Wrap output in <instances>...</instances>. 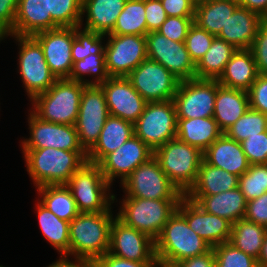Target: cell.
I'll return each mask as SVG.
<instances>
[{"instance_id": "6da1fadb", "label": "cell", "mask_w": 267, "mask_h": 267, "mask_svg": "<svg viewBox=\"0 0 267 267\" xmlns=\"http://www.w3.org/2000/svg\"><path fill=\"white\" fill-rule=\"evenodd\" d=\"M28 174L34 186L66 185L87 161L86 151L55 148L22 149Z\"/></svg>"}, {"instance_id": "7a4b0ae2", "label": "cell", "mask_w": 267, "mask_h": 267, "mask_svg": "<svg viewBox=\"0 0 267 267\" xmlns=\"http://www.w3.org/2000/svg\"><path fill=\"white\" fill-rule=\"evenodd\" d=\"M111 208L100 213H79L69 227V256L94 263L109 251Z\"/></svg>"}, {"instance_id": "3957f363", "label": "cell", "mask_w": 267, "mask_h": 267, "mask_svg": "<svg viewBox=\"0 0 267 267\" xmlns=\"http://www.w3.org/2000/svg\"><path fill=\"white\" fill-rule=\"evenodd\" d=\"M211 248L189 227L177 210L155 240V256L160 267H172L185 259L204 254Z\"/></svg>"}, {"instance_id": "277c9868", "label": "cell", "mask_w": 267, "mask_h": 267, "mask_svg": "<svg viewBox=\"0 0 267 267\" xmlns=\"http://www.w3.org/2000/svg\"><path fill=\"white\" fill-rule=\"evenodd\" d=\"M86 85L69 78L57 79L32 101V112L43 121L75 125L83 89Z\"/></svg>"}, {"instance_id": "5b68a950", "label": "cell", "mask_w": 267, "mask_h": 267, "mask_svg": "<svg viewBox=\"0 0 267 267\" xmlns=\"http://www.w3.org/2000/svg\"><path fill=\"white\" fill-rule=\"evenodd\" d=\"M154 157L166 176L185 195L196 181L203 152L176 137L157 148Z\"/></svg>"}, {"instance_id": "8992f818", "label": "cell", "mask_w": 267, "mask_h": 267, "mask_svg": "<svg viewBox=\"0 0 267 267\" xmlns=\"http://www.w3.org/2000/svg\"><path fill=\"white\" fill-rule=\"evenodd\" d=\"M123 197L116 217L125 225L147 234L154 241L177 210L180 201Z\"/></svg>"}, {"instance_id": "52a82bcc", "label": "cell", "mask_w": 267, "mask_h": 267, "mask_svg": "<svg viewBox=\"0 0 267 267\" xmlns=\"http://www.w3.org/2000/svg\"><path fill=\"white\" fill-rule=\"evenodd\" d=\"M66 186L72 193L79 213L108 211L114 203L111 185L104 178L98 164L85 162L70 178Z\"/></svg>"}, {"instance_id": "ba28073f", "label": "cell", "mask_w": 267, "mask_h": 267, "mask_svg": "<svg viewBox=\"0 0 267 267\" xmlns=\"http://www.w3.org/2000/svg\"><path fill=\"white\" fill-rule=\"evenodd\" d=\"M121 185L128 197L181 200L184 196L166 176L154 156L139 165Z\"/></svg>"}, {"instance_id": "9c48e42d", "label": "cell", "mask_w": 267, "mask_h": 267, "mask_svg": "<svg viewBox=\"0 0 267 267\" xmlns=\"http://www.w3.org/2000/svg\"><path fill=\"white\" fill-rule=\"evenodd\" d=\"M18 42V70L30 101L57 80L49 69L40 43L33 36L11 35Z\"/></svg>"}, {"instance_id": "30bf717a", "label": "cell", "mask_w": 267, "mask_h": 267, "mask_svg": "<svg viewBox=\"0 0 267 267\" xmlns=\"http://www.w3.org/2000/svg\"><path fill=\"white\" fill-rule=\"evenodd\" d=\"M134 132L153 151L176 138L177 114L173 100L147 102L134 123Z\"/></svg>"}, {"instance_id": "8fae6325", "label": "cell", "mask_w": 267, "mask_h": 267, "mask_svg": "<svg viewBox=\"0 0 267 267\" xmlns=\"http://www.w3.org/2000/svg\"><path fill=\"white\" fill-rule=\"evenodd\" d=\"M109 116L105 93L100 85H86L83 89L78 118L75 124L78 140L88 152L98 141Z\"/></svg>"}, {"instance_id": "7c38bea8", "label": "cell", "mask_w": 267, "mask_h": 267, "mask_svg": "<svg viewBox=\"0 0 267 267\" xmlns=\"http://www.w3.org/2000/svg\"><path fill=\"white\" fill-rule=\"evenodd\" d=\"M105 66L109 77H127L147 56L146 36L105 35Z\"/></svg>"}, {"instance_id": "4fadbf2b", "label": "cell", "mask_w": 267, "mask_h": 267, "mask_svg": "<svg viewBox=\"0 0 267 267\" xmlns=\"http://www.w3.org/2000/svg\"><path fill=\"white\" fill-rule=\"evenodd\" d=\"M127 78L147 102L173 100L180 80L162 64L146 58Z\"/></svg>"}, {"instance_id": "5bb4252c", "label": "cell", "mask_w": 267, "mask_h": 267, "mask_svg": "<svg viewBox=\"0 0 267 267\" xmlns=\"http://www.w3.org/2000/svg\"><path fill=\"white\" fill-rule=\"evenodd\" d=\"M215 99L216 80L180 81L173 98L177 119L213 117Z\"/></svg>"}, {"instance_id": "9a60e30c", "label": "cell", "mask_w": 267, "mask_h": 267, "mask_svg": "<svg viewBox=\"0 0 267 267\" xmlns=\"http://www.w3.org/2000/svg\"><path fill=\"white\" fill-rule=\"evenodd\" d=\"M147 56L162 64L180 81L196 78V65L191 60L185 42L168 39L158 31L146 34Z\"/></svg>"}, {"instance_id": "2e32d148", "label": "cell", "mask_w": 267, "mask_h": 267, "mask_svg": "<svg viewBox=\"0 0 267 267\" xmlns=\"http://www.w3.org/2000/svg\"><path fill=\"white\" fill-rule=\"evenodd\" d=\"M28 114L30 137L22 140V149L55 148L67 151H85L79 143L75 125L43 121L32 111Z\"/></svg>"}, {"instance_id": "e0dca14e", "label": "cell", "mask_w": 267, "mask_h": 267, "mask_svg": "<svg viewBox=\"0 0 267 267\" xmlns=\"http://www.w3.org/2000/svg\"><path fill=\"white\" fill-rule=\"evenodd\" d=\"M108 252L122 259L137 262H157L155 241L147 234L125 225L116 215L110 227Z\"/></svg>"}, {"instance_id": "ac0fdd59", "label": "cell", "mask_w": 267, "mask_h": 267, "mask_svg": "<svg viewBox=\"0 0 267 267\" xmlns=\"http://www.w3.org/2000/svg\"><path fill=\"white\" fill-rule=\"evenodd\" d=\"M33 37L40 43L45 60L57 79L70 78L73 68L72 43L75 27H58Z\"/></svg>"}, {"instance_id": "d6986e66", "label": "cell", "mask_w": 267, "mask_h": 267, "mask_svg": "<svg viewBox=\"0 0 267 267\" xmlns=\"http://www.w3.org/2000/svg\"><path fill=\"white\" fill-rule=\"evenodd\" d=\"M154 156L140 138L133 135L118 149L108 154L98 165L106 181L111 185L115 178L120 177L122 183L139 165Z\"/></svg>"}, {"instance_id": "ffe728a7", "label": "cell", "mask_w": 267, "mask_h": 267, "mask_svg": "<svg viewBox=\"0 0 267 267\" xmlns=\"http://www.w3.org/2000/svg\"><path fill=\"white\" fill-rule=\"evenodd\" d=\"M177 211L186 219L189 227L212 248L230 240L232 223L205 212L186 196L179 201Z\"/></svg>"}, {"instance_id": "44dd1931", "label": "cell", "mask_w": 267, "mask_h": 267, "mask_svg": "<svg viewBox=\"0 0 267 267\" xmlns=\"http://www.w3.org/2000/svg\"><path fill=\"white\" fill-rule=\"evenodd\" d=\"M102 87L109 115L135 123L147 101L133 88L127 77H109Z\"/></svg>"}, {"instance_id": "7402d4cb", "label": "cell", "mask_w": 267, "mask_h": 267, "mask_svg": "<svg viewBox=\"0 0 267 267\" xmlns=\"http://www.w3.org/2000/svg\"><path fill=\"white\" fill-rule=\"evenodd\" d=\"M203 160L238 177L250 167L241 143L230 139L224 133L203 152Z\"/></svg>"}, {"instance_id": "603a6c76", "label": "cell", "mask_w": 267, "mask_h": 267, "mask_svg": "<svg viewBox=\"0 0 267 267\" xmlns=\"http://www.w3.org/2000/svg\"><path fill=\"white\" fill-rule=\"evenodd\" d=\"M58 27L48 12V0H18L12 35L33 36Z\"/></svg>"}, {"instance_id": "cb8c5ba5", "label": "cell", "mask_w": 267, "mask_h": 267, "mask_svg": "<svg viewBox=\"0 0 267 267\" xmlns=\"http://www.w3.org/2000/svg\"><path fill=\"white\" fill-rule=\"evenodd\" d=\"M261 20L262 17L258 13L238 6L217 37L233 45L236 49H250Z\"/></svg>"}, {"instance_id": "d4e9b609", "label": "cell", "mask_w": 267, "mask_h": 267, "mask_svg": "<svg viewBox=\"0 0 267 267\" xmlns=\"http://www.w3.org/2000/svg\"><path fill=\"white\" fill-rule=\"evenodd\" d=\"M135 135L134 124L109 115L95 145L87 152V162L99 164L108 154Z\"/></svg>"}, {"instance_id": "484cf974", "label": "cell", "mask_w": 267, "mask_h": 267, "mask_svg": "<svg viewBox=\"0 0 267 267\" xmlns=\"http://www.w3.org/2000/svg\"><path fill=\"white\" fill-rule=\"evenodd\" d=\"M186 197L205 212L224 218L232 224L245 216L247 200L238 187L215 195Z\"/></svg>"}, {"instance_id": "4316f807", "label": "cell", "mask_w": 267, "mask_h": 267, "mask_svg": "<svg viewBox=\"0 0 267 267\" xmlns=\"http://www.w3.org/2000/svg\"><path fill=\"white\" fill-rule=\"evenodd\" d=\"M249 108L247 91L221 86L216 80L213 118L223 133Z\"/></svg>"}, {"instance_id": "83f0119b", "label": "cell", "mask_w": 267, "mask_h": 267, "mask_svg": "<svg viewBox=\"0 0 267 267\" xmlns=\"http://www.w3.org/2000/svg\"><path fill=\"white\" fill-rule=\"evenodd\" d=\"M258 76L250 49H237L217 80L221 86L248 91Z\"/></svg>"}, {"instance_id": "f1b7e54d", "label": "cell", "mask_w": 267, "mask_h": 267, "mask_svg": "<svg viewBox=\"0 0 267 267\" xmlns=\"http://www.w3.org/2000/svg\"><path fill=\"white\" fill-rule=\"evenodd\" d=\"M127 0H83L82 16L86 13L83 28L107 35L115 27L116 20Z\"/></svg>"}, {"instance_id": "f546056e", "label": "cell", "mask_w": 267, "mask_h": 267, "mask_svg": "<svg viewBox=\"0 0 267 267\" xmlns=\"http://www.w3.org/2000/svg\"><path fill=\"white\" fill-rule=\"evenodd\" d=\"M222 134L213 117L177 119L176 137L202 152Z\"/></svg>"}, {"instance_id": "4dcf8cb0", "label": "cell", "mask_w": 267, "mask_h": 267, "mask_svg": "<svg viewBox=\"0 0 267 267\" xmlns=\"http://www.w3.org/2000/svg\"><path fill=\"white\" fill-rule=\"evenodd\" d=\"M238 180V176L209 165L203 160L194 185L184 196H208L226 192L236 189Z\"/></svg>"}, {"instance_id": "1f68e13d", "label": "cell", "mask_w": 267, "mask_h": 267, "mask_svg": "<svg viewBox=\"0 0 267 267\" xmlns=\"http://www.w3.org/2000/svg\"><path fill=\"white\" fill-rule=\"evenodd\" d=\"M239 6L237 0H205L196 2L194 23L201 29L218 36L228 18Z\"/></svg>"}, {"instance_id": "d6a6232c", "label": "cell", "mask_w": 267, "mask_h": 267, "mask_svg": "<svg viewBox=\"0 0 267 267\" xmlns=\"http://www.w3.org/2000/svg\"><path fill=\"white\" fill-rule=\"evenodd\" d=\"M38 222L44 238L60 253L69 257L70 222L61 220L47 209L38 199L36 204Z\"/></svg>"}, {"instance_id": "836d02e7", "label": "cell", "mask_w": 267, "mask_h": 267, "mask_svg": "<svg viewBox=\"0 0 267 267\" xmlns=\"http://www.w3.org/2000/svg\"><path fill=\"white\" fill-rule=\"evenodd\" d=\"M236 50L233 45L216 36L208 51L196 64V78L218 80Z\"/></svg>"}, {"instance_id": "e575fe53", "label": "cell", "mask_w": 267, "mask_h": 267, "mask_svg": "<svg viewBox=\"0 0 267 267\" xmlns=\"http://www.w3.org/2000/svg\"><path fill=\"white\" fill-rule=\"evenodd\" d=\"M39 201L61 220L71 222L79 211L71 191L66 185H44L36 187Z\"/></svg>"}, {"instance_id": "d590c367", "label": "cell", "mask_w": 267, "mask_h": 267, "mask_svg": "<svg viewBox=\"0 0 267 267\" xmlns=\"http://www.w3.org/2000/svg\"><path fill=\"white\" fill-rule=\"evenodd\" d=\"M266 233V227L243 218L232 224L229 242L258 260Z\"/></svg>"}, {"instance_id": "8d00e7d4", "label": "cell", "mask_w": 267, "mask_h": 267, "mask_svg": "<svg viewBox=\"0 0 267 267\" xmlns=\"http://www.w3.org/2000/svg\"><path fill=\"white\" fill-rule=\"evenodd\" d=\"M110 34L146 36L145 0H127Z\"/></svg>"}, {"instance_id": "74e56055", "label": "cell", "mask_w": 267, "mask_h": 267, "mask_svg": "<svg viewBox=\"0 0 267 267\" xmlns=\"http://www.w3.org/2000/svg\"><path fill=\"white\" fill-rule=\"evenodd\" d=\"M84 75H91L94 79H85ZM95 76V77H94ZM109 78L105 66L104 54H91L84 59L73 63L71 80L82 82L85 85H100Z\"/></svg>"}, {"instance_id": "f35d334b", "label": "cell", "mask_w": 267, "mask_h": 267, "mask_svg": "<svg viewBox=\"0 0 267 267\" xmlns=\"http://www.w3.org/2000/svg\"><path fill=\"white\" fill-rule=\"evenodd\" d=\"M267 131V115L249 108L224 134L230 139L242 142L249 136Z\"/></svg>"}, {"instance_id": "ab89813d", "label": "cell", "mask_w": 267, "mask_h": 267, "mask_svg": "<svg viewBox=\"0 0 267 267\" xmlns=\"http://www.w3.org/2000/svg\"><path fill=\"white\" fill-rule=\"evenodd\" d=\"M83 0H48V12L59 27H82Z\"/></svg>"}, {"instance_id": "60d3db41", "label": "cell", "mask_w": 267, "mask_h": 267, "mask_svg": "<svg viewBox=\"0 0 267 267\" xmlns=\"http://www.w3.org/2000/svg\"><path fill=\"white\" fill-rule=\"evenodd\" d=\"M81 29L83 28L80 26L75 27V38L73 39L71 51L73 63L91 54H104L105 45L102 41L105 39V35Z\"/></svg>"}, {"instance_id": "b9f144b4", "label": "cell", "mask_w": 267, "mask_h": 267, "mask_svg": "<svg viewBox=\"0 0 267 267\" xmlns=\"http://www.w3.org/2000/svg\"><path fill=\"white\" fill-rule=\"evenodd\" d=\"M238 188L247 201L267 192V164L250 165L249 169L239 177Z\"/></svg>"}, {"instance_id": "7bdbcfd3", "label": "cell", "mask_w": 267, "mask_h": 267, "mask_svg": "<svg viewBox=\"0 0 267 267\" xmlns=\"http://www.w3.org/2000/svg\"><path fill=\"white\" fill-rule=\"evenodd\" d=\"M215 267H258L257 259L236 248L229 241L213 247Z\"/></svg>"}, {"instance_id": "ee69618b", "label": "cell", "mask_w": 267, "mask_h": 267, "mask_svg": "<svg viewBox=\"0 0 267 267\" xmlns=\"http://www.w3.org/2000/svg\"><path fill=\"white\" fill-rule=\"evenodd\" d=\"M215 37L195 23L190 26L185 38V46L195 65L208 51Z\"/></svg>"}, {"instance_id": "f6af8a7d", "label": "cell", "mask_w": 267, "mask_h": 267, "mask_svg": "<svg viewBox=\"0 0 267 267\" xmlns=\"http://www.w3.org/2000/svg\"><path fill=\"white\" fill-rule=\"evenodd\" d=\"M240 143L250 165L267 164V131L249 136Z\"/></svg>"}, {"instance_id": "bcb514c9", "label": "cell", "mask_w": 267, "mask_h": 267, "mask_svg": "<svg viewBox=\"0 0 267 267\" xmlns=\"http://www.w3.org/2000/svg\"><path fill=\"white\" fill-rule=\"evenodd\" d=\"M193 23L194 17L169 16L163 22L158 32L170 40L185 42L188 30Z\"/></svg>"}, {"instance_id": "7dc6e473", "label": "cell", "mask_w": 267, "mask_h": 267, "mask_svg": "<svg viewBox=\"0 0 267 267\" xmlns=\"http://www.w3.org/2000/svg\"><path fill=\"white\" fill-rule=\"evenodd\" d=\"M258 74L267 75V19L262 17L257 35L250 47Z\"/></svg>"}, {"instance_id": "c3c4849f", "label": "cell", "mask_w": 267, "mask_h": 267, "mask_svg": "<svg viewBox=\"0 0 267 267\" xmlns=\"http://www.w3.org/2000/svg\"><path fill=\"white\" fill-rule=\"evenodd\" d=\"M247 94L250 108L267 115V75L258 74Z\"/></svg>"}, {"instance_id": "681fc988", "label": "cell", "mask_w": 267, "mask_h": 267, "mask_svg": "<svg viewBox=\"0 0 267 267\" xmlns=\"http://www.w3.org/2000/svg\"><path fill=\"white\" fill-rule=\"evenodd\" d=\"M18 0H0V41L12 35Z\"/></svg>"}, {"instance_id": "f907efd6", "label": "cell", "mask_w": 267, "mask_h": 267, "mask_svg": "<svg viewBox=\"0 0 267 267\" xmlns=\"http://www.w3.org/2000/svg\"><path fill=\"white\" fill-rule=\"evenodd\" d=\"M244 218L267 228V192L247 201Z\"/></svg>"}, {"instance_id": "816d5d0a", "label": "cell", "mask_w": 267, "mask_h": 267, "mask_svg": "<svg viewBox=\"0 0 267 267\" xmlns=\"http://www.w3.org/2000/svg\"><path fill=\"white\" fill-rule=\"evenodd\" d=\"M145 17L147 33L158 31L167 19V14L161 4V0H145Z\"/></svg>"}, {"instance_id": "f5cc1de1", "label": "cell", "mask_w": 267, "mask_h": 267, "mask_svg": "<svg viewBox=\"0 0 267 267\" xmlns=\"http://www.w3.org/2000/svg\"><path fill=\"white\" fill-rule=\"evenodd\" d=\"M167 16L195 17V0H161Z\"/></svg>"}, {"instance_id": "db71d44e", "label": "cell", "mask_w": 267, "mask_h": 267, "mask_svg": "<svg viewBox=\"0 0 267 267\" xmlns=\"http://www.w3.org/2000/svg\"><path fill=\"white\" fill-rule=\"evenodd\" d=\"M93 265L94 267H158L157 262H137L122 259L109 252L99 257Z\"/></svg>"}, {"instance_id": "11a10c76", "label": "cell", "mask_w": 267, "mask_h": 267, "mask_svg": "<svg viewBox=\"0 0 267 267\" xmlns=\"http://www.w3.org/2000/svg\"><path fill=\"white\" fill-rule=\"evenodd\" d=\"M172 267H215L214 250L211 248L204 254L185 259Z\"/></svg>"}, {"instance_id": "9f6ffc18", "label": "cell", "mask_w": 267, "mask_h": 267, "mask_svg": "<svg viewBox=\"0 0 267 267\" xmlns=\"http://www.w3.org/2000/svg\"><path fill=\"white\" fill-rule=\"evenodd\" d=\"M75 261L69 259L68 256H60L57 261H54L48 267H94L93 263L86 260L74 259Z\"/></svg>"}, {"instance_id": "6f0895ef", "label": "cell", "mask_w": 267, "mask_h": 267, "mask_svg": "<svg viewBox=\"0 0 267 267\" xmlns=\"http://www.w3.org/2000/svg\"><path fill=\"white\" fill-rule=\"evenodd\" d=\"M239 6L256 12L261 17L267 14V0H240Z\"/></svg>"}, {"instance_id": "680465c9", "label": "cell", "mask_w": 267, "mask_h": 267, "mask_svg": "<svg viewBox=\"0 0 267 267\" xmlns=\"http://www.w3.org/2000/svg\"><path fill=\"white\" fill-rule=\"evenodd\" d=\"M257 263L258 267H267V233Z\"/></svg>"}, {"instance_id": "91938a15", "label": "cell", "mask_w": 267, "mask_h": 267, "mask_svg": "<svg viewBox=\"0 0 267 267\" xmlns=\"http://www.w3.org/2000/svg\"><path fill=\"white\" fill-rule=\"evenodd\" d=\"M201 1H205V0H195V2H201Z\"/></svg>"}]
</instances>
